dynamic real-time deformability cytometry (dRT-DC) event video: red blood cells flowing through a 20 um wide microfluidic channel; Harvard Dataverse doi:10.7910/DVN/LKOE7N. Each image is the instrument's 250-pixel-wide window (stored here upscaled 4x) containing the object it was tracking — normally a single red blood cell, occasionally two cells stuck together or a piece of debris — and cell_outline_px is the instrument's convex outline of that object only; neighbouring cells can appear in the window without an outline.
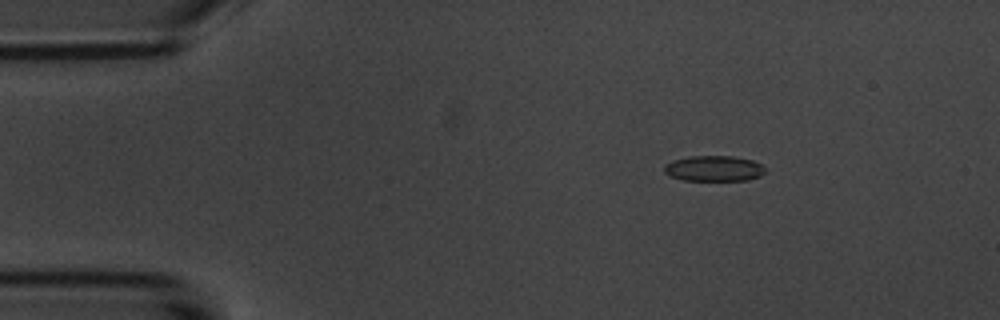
{"species": "common noctule bat (a hibernating species)", "species_latin": "Nyctalus noctula", "temperature_condition": "room temperature", "stored_images_in_passage": 3, "camera_frame_rate_fps": 3000, "um_per_image_px": 0.085, "animal": {"sex": "male", "body_mass_g": 20.1, "forearm_length_mm": 53.5}, "frame": {"image": 1, "passage_image": 1, "time_ms": 0.0, "image_size_px": [1000, 320], "cell_outline_px": [[764, 172], [760, 176], [748, 180], [684, 180], [672, 176], [664, 172], [664, 164], [672, 160], [692, 156], [732, 156], [752, 160], [760, 164], [764, 168]], "centroid_in_image_um": [60.67, 14.31], "position_along_channel_um": 24.3, "area_um2": 14.91}}